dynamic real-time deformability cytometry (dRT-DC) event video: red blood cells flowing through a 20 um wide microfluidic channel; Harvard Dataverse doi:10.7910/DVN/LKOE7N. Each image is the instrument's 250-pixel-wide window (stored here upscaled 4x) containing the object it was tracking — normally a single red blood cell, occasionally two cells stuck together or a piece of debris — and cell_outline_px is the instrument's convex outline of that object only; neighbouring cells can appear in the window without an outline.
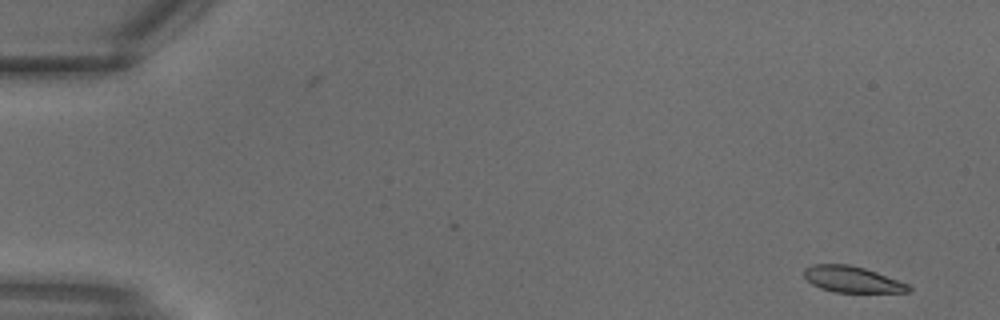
{"species": "common noctule bat (a hibernating species)", "species_latin": "Nyctalus noctula", "temperature_condition": "warm", "stored_images_in_passage": 29, "camera_frame_rate_fps": 3000, "um_per_image_px": 0.085, "animal": {"sex": "male", "body_mass_g": 18.8}, "frame": {"image": 1, "passage_image": 1, "time_ms": 0.0, "image_size_px": [1000, 320], "cell_outline_px": [[912, 288], [908, 292], [836, 292], [820, 288], [812, 284], [804, 276], [804, 268], [812, 264], [848, 264], [864, 268], [876, 272], [908, 284]], "centroid_in_image_um": [72.41, 23.74], "position_along_channel_um": 12.6, "area_um2": 15.78}}
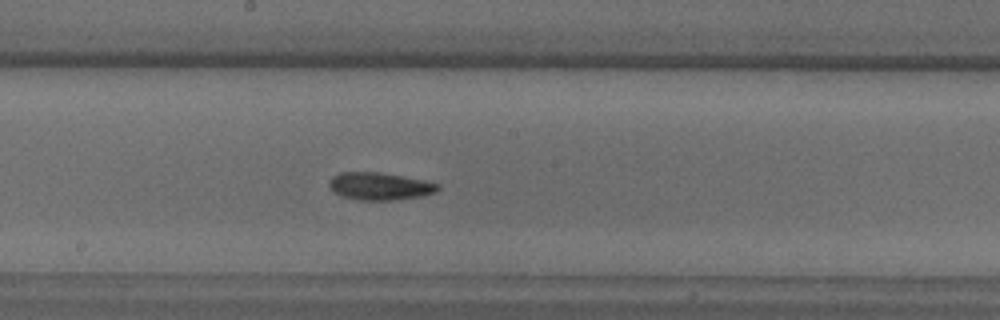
{"frame": {"image": 2, "passage_image": 16, "time_ms": 5.0, "image_size_px": [1000, 320], "cell_outline_px": [[440, 188], [436, 192], [424, 196], [396, 200], [360, 200], [340, 196], [332, 192], [328, 184], [328, 180], [332, 176], [340, 172], [380, 172], [424, 180], [440, 184]], "centroid_in_image_um": [32.26, 15.83], "position_along_channel_um": 215.9, "area_um2": 17.74}}
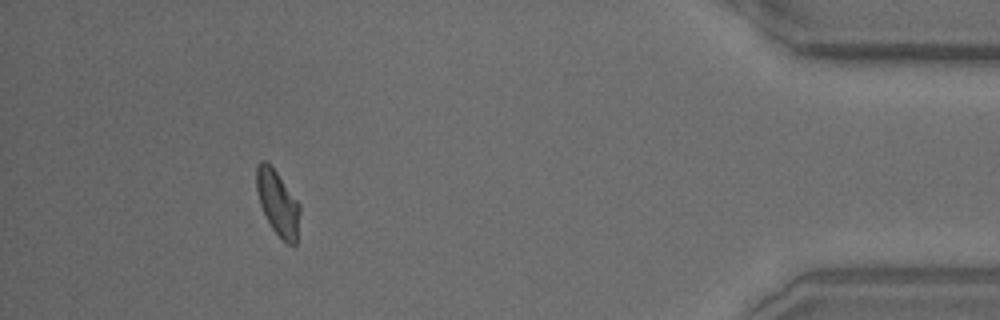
{"frame": {"image": 3, "passage_image": 27, "time_ms": 8.667, "image_size_px": [1000, 320], "cell_outline_px": [[300, 212], [296, 244], [288, 244], [280, 240], [272, 228], [260, 204], [256, 192], [256, 168], [260, 160], [264, 160], [276, 172], [300, 204]], "centroid_in_image_um": [23.61, 17.28], "position_along_channel_um": 411.6, "area_um2": 16.3}}